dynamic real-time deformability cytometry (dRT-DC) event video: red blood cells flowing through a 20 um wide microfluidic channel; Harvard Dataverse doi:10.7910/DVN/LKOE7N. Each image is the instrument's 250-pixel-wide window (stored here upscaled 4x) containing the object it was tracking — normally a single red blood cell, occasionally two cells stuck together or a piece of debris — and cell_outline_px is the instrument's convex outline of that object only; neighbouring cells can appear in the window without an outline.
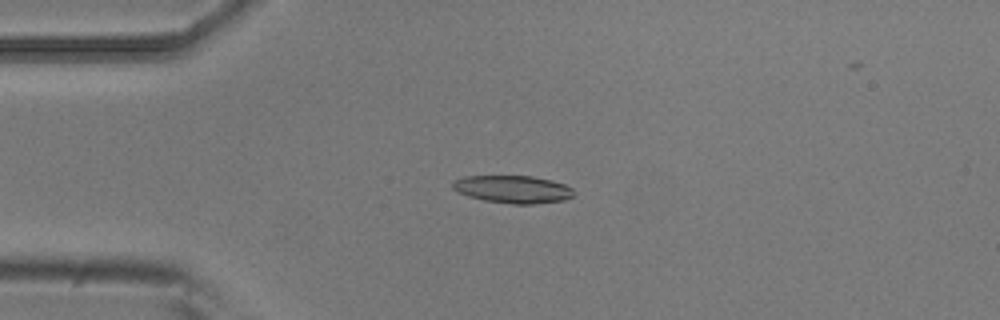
{"species": "common noctule bat (a hibernating species)", "species_latin": "Nyctalus noctula", "temperature_condition": "room temperature", "stored_images_in_passage": 5, "camera_frame_rate_fps": 3000, "um_per_image_px": 0.085, "animal": {"sex": "male", "body_mass_g": 20.5, "forearm_length_mm": 52.5}, "frame": {"image": 1, "passage_image": 1, "time_ms": 0.0, "image_size_px": [1000, 320], "cell_outline_px": [[576, 192], [572, 196], [564, 200], [532, 204], [512, 204], [484, 200], [468, 196], [452, 188], [452, 180], [464, 176], [532, 176], [552, 180], [564, 184], [572, 188]], "centroid_in_image_um": [43.6, 16.08], "position_along_channel_um": 41.4, "area_um2": 19.54}}
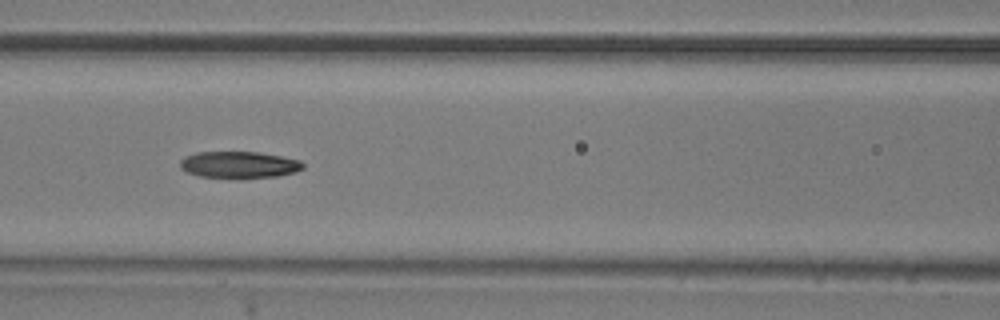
{"frame": {"image": 2, "passage_image": 4, "time_ms": 1.0, "image_size_px": [1000, 320], "cell_outline_px": [[304, 168], [296, 172], [276, 176], [236, 180], [200, 176], [188, 172], [180, 168], [180, 160], [184, 156], [196, 152], [256, 152], [280, 156], [300, 160], [304, 164]], "centroid_in_image_um": [20.31, 14.03], "position_along_channel_um": 146.3, "area_um2": 19.59}}
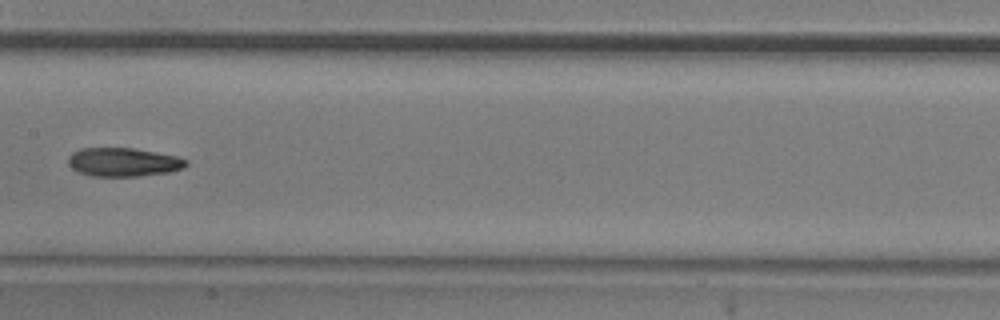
{"frame": {"image": 3, "passage_image": 5, "time_ms": 1.333, "image_size_px": [1000, 320], "cell_outline_px": [[188, 164], [184, 168], [168, 172], [136, 176], [92, 176], [76, 172], [68, 164], [68, 156], [72, 152], [80, 148], [132, 148], [176, 156], [188, 160]], "centroid_in_image_um": [10.45, 13.78], "position_along_channel_um": 197.0, "area_um2": 19.71}}